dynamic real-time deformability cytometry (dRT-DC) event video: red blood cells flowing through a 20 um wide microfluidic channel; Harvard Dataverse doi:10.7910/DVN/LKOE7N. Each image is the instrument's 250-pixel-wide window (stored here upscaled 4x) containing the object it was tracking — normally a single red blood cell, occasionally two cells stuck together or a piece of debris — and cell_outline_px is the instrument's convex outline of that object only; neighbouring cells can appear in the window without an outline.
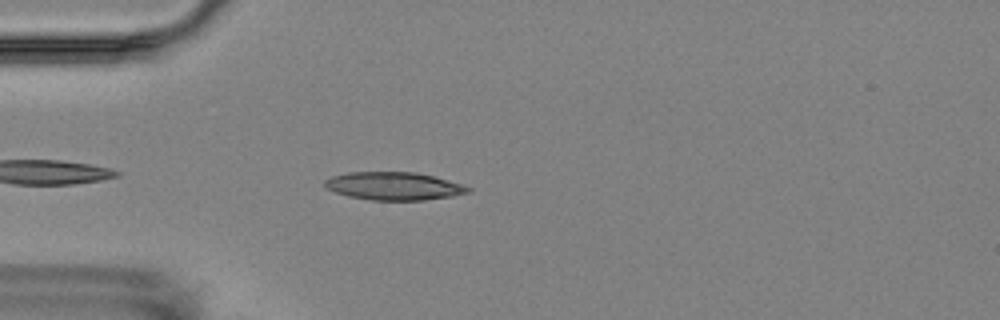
{"species": "Egyptian fruit bat (a non-hibernating species)", "species_latin": "Rousettus aegyptiacus", "temperature_condition": "room temperature", "stored_images_in_passage": 3, "camera_frame_rate_fps": 3000, "um_per_image_px": 0.085, "animal": {"sex": "female"}, "frame": {"image": 1, "passage_image": 3, "time_ms": 3.333, "image_size_px": [1000, 320], "cell_outline_px": [[472, 188], [468, 192], [452, 196], [424, 200], [368, 200], [348, 196], [324, 188], [324, 180], [332, 176], [348, 172], [416, 172], [464, 184]], "centroid_in_image_um": [33.45, 15.81], "position_along_channel_um": 51.5, "area_um2": 23.41}}